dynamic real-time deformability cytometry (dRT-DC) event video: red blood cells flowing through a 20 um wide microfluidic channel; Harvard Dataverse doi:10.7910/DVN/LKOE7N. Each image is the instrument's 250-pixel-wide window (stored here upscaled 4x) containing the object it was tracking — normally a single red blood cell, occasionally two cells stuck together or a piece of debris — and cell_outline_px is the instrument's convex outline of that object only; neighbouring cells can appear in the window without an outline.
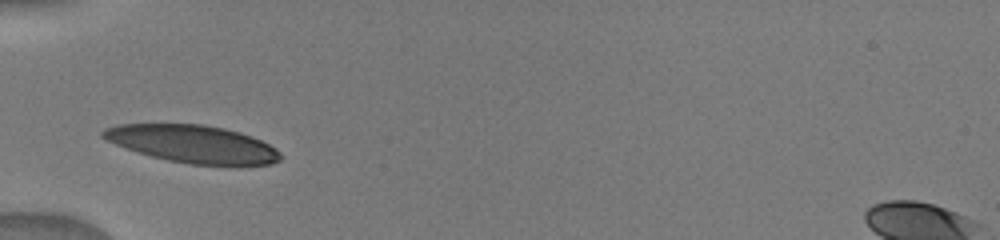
{"species": "human", "species_latin": "Homo sapiens", "temperature_condition": "warm", "stored_images_in_passage": 40, "camera_frame_rate_fps": 3000, "um_per_image_px": 0.085, "donor": {"sex": "male"}, "frame": {"image": 1, "passage_image": 1, "time_ms": 0.0, "image_size_px": [1000, 240], "cell_outline_px": [[280, 160], [272, 164], [236, 168], [192, 164], [168, 160], [152, 156], [116, 144], [100, 136], [100, 132], [104, 128], [116, 124], [204, 124], [224, 128], [240, 132], [252, 136], [276, 148], [280, 152]], "centroid_in_image_um": [16.47, 12.26], "position_along_channel_um": 68.5, "area_um2": 39.54}}
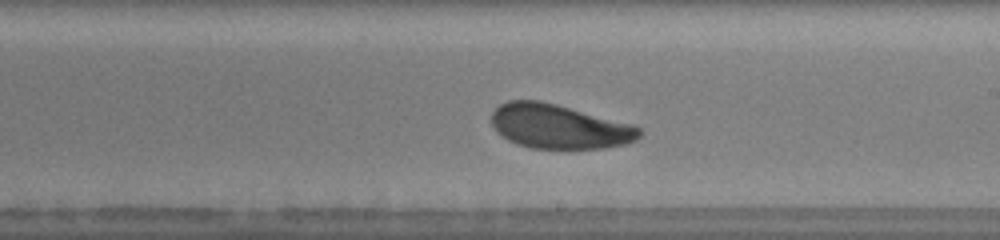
{"frame": {"image": 2, "passage_image": 20, "time_ms": 4.333, "image_size_px": [1000, 240], "cell_outline_px": [[640, 136], [636, 140], [624, 144], [604, 148], [532, 148], [516, 144], [508, 140], [496, 132], [492, 124], [492, 112], [500, 104], [508, 100], [540, 100], [556, 104], [632, 124], [640, 128]], "centroid_in_image_um": [47.49, 10.75], "position_along_channel_um": 241.5, "area_um2": 38.03}}
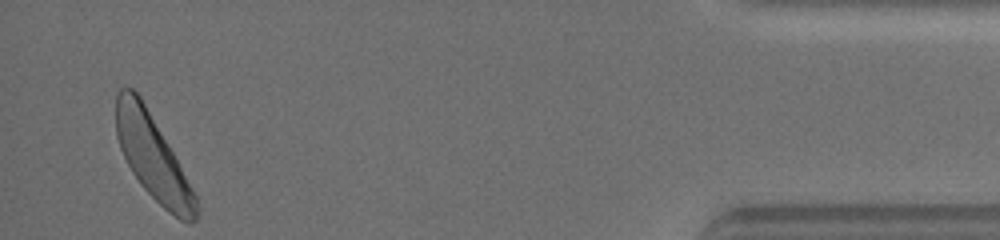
{"frame": {"image": 3, "passage_image": 39, "time_ms": 10.333, "image_size_px": [1000, 240], "cell_outline_px": [[196, 220], [192, 224], [188, 224], [180, 220], [168, 212], [140, 184], [132, 172], [120, 148], [116, 136], [116, 92], [120, 88], [132, 88], [140, 96], [168, 144], [192, 188], [196, 196]], "centroid_in_image_um": [12.96, 13.36], "position_along_channel_um": 422.2, "area_um2": 38.61}}